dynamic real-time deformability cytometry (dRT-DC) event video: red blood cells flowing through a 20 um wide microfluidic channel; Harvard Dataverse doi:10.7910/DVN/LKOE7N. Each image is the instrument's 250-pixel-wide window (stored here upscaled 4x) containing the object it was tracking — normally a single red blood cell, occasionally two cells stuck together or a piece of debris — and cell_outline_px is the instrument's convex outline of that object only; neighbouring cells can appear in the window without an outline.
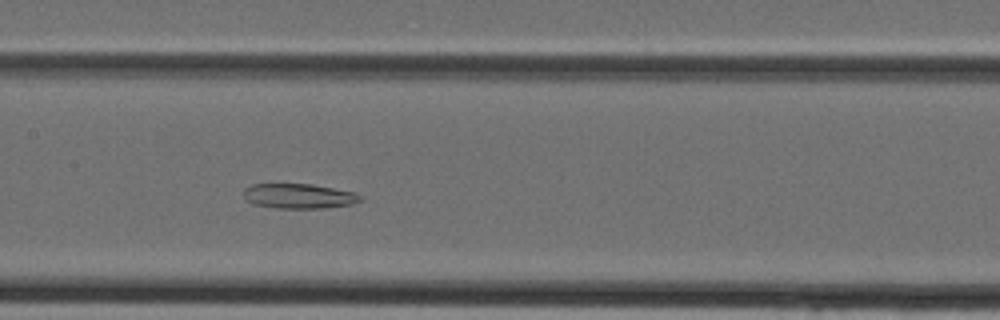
{"species": "Egyptian fruit bat (a non-hibernating species)", "species_latin": "Rousettus aegyptiacus", "temperature_condition": "cold", "stored_images_in_passage": 38, "camera_frame_rate_fps": 3000, "um_per_image_px": 0.085, "animal": {"sex": "female"}, "frame": {"image": 1, "passage_image": 18, "time_ms": 5.667, "image_size_px": [1000, 320], "cell_outline_px": [[364, 200], [352, 204], [324, 208], [276, 208], [252, 204], [244, 196], [244, 188], [252, 184], [312, 184], [356, 192], [364, 196]], "centroid_in_image_um": [25.46, 16.66], "position_along_channel_um": 181.9, "area_um2": 17.11}}
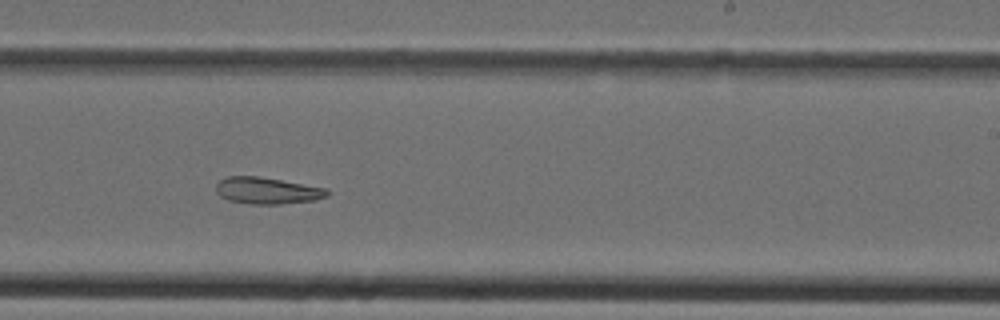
{"frame": {"image": 2, "passage_image": 23, "time_ms": 7.333, "image_size_px": [1000, 320], "cell_outline_px": [[332, 192], [328, 196], [316, 200], [280, 204], [252, 204], [228, 200], [220, 196], [216, 192], [216, 184], [220, 180], [228, 176], [260, 176], [328, 188]], "centroid_in_image_um": [22.76, 16.2], "position_along_channel_um": 266.2, "area_um2": 17.51}}
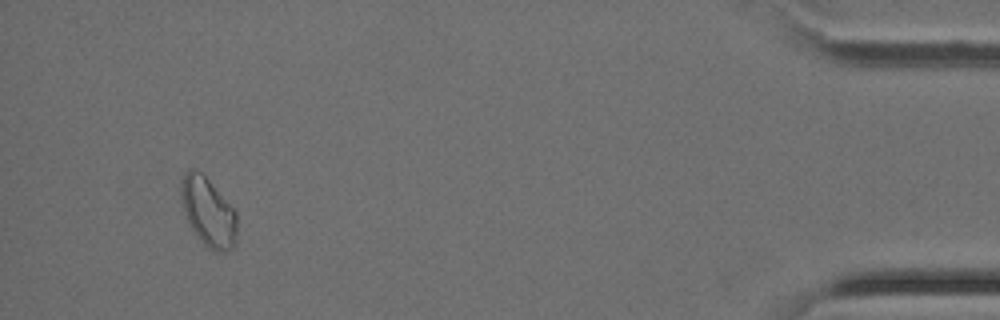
{"frame": {"image": 3, "passage_image": 36, "time_ms": 11.667, "image_size_px": [1000, 320], "cell_outline_px": [[236, 244], [232, 248], [224, 252], [212, 252], [192, 232], [184, 212], [180, 188], [180, 180], [184, 172], [188, 168], [192, 168], [200, 172], [208, 180], [236, 212]], "centroid_in_image_um": [17.67, 18.04], "position_along_channel_um": 417.5, "area_um2": 22.48}}